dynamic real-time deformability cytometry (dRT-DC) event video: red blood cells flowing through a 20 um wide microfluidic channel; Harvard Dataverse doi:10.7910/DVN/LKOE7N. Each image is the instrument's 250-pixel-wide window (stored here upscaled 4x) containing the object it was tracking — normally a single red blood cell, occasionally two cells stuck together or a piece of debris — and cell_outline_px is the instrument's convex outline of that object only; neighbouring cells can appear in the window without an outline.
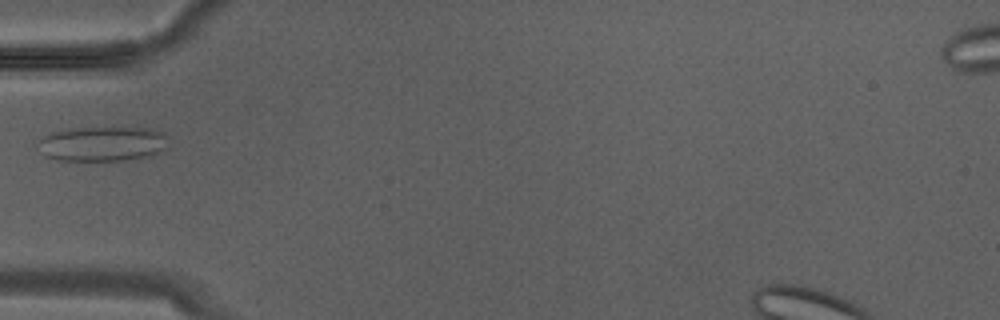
{"species": "Egyptian fruit bat (a non-hibernating species)", "species_latin": "Rousettus aegyptiacus", "temperature_condition": "warm", "stored_images_in_passage": 6, "camera_frame_rate_fps": 3000, "um_per_image_px": 0.085, "animal": {"sex": "male"}, "frame": {"image": 1, "passage_image": 5, "time_ms": 1.333, "image_size_px": [1000, 320], "cell_outline_px": [[164, 148], [152, 156], [124, 160], [60, 160], [44, 156], [36, 144], [44, 136], [52, 132], [76, 128], [152, 128], [164, 132]], "centroid_in_image_um": [8.67, 12.23], "position_along_channel_um": 76.3, "area_um2": 26.13}}